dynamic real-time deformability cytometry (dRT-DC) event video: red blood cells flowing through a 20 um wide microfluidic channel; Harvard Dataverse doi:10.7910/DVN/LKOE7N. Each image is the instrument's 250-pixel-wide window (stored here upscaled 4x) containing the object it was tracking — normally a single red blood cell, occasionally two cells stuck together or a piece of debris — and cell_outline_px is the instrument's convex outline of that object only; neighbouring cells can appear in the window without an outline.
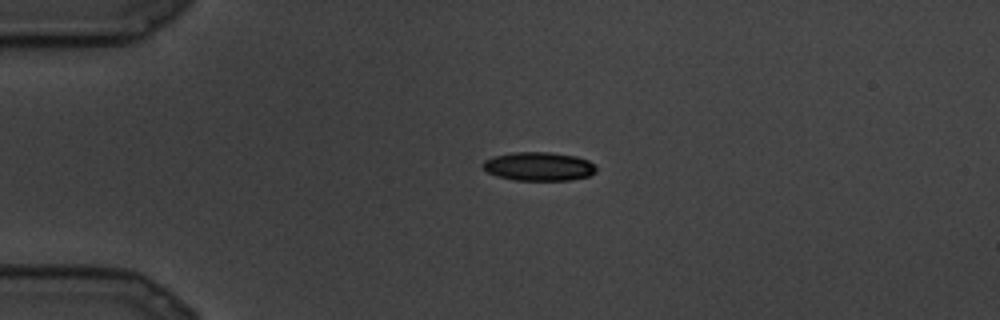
{"species": "common noctule bat (a hibernating species)", "species_latin": "Nyctalus noctula", "temperature_condition": "cold", "stored_images_in_passage": 9, "camera_frame_rate_fps": 3000, "um_per_image_px": 0.085, "animal": {"sex": "male", "body_mass_g": 19.5, "forearm_length_mm": 54.6}, "frame": {"image": 1, "passage_image": 4, "time_ms": 1.0, "image_size_px": [1000, 320], "cell_outline_px": [[596, 172], [588, 176], [568, 180], [512, 180], [496, 176], [488, 172], [480, 164], [484, 160], [492, 156], [512, 152], [552, 152], [576, 156], [588, 160], [596, 168]], "centroid_in_image_um": [45.75, 14.14], "position_along_channel_um": 39.2, "area_um2": 19.07}}
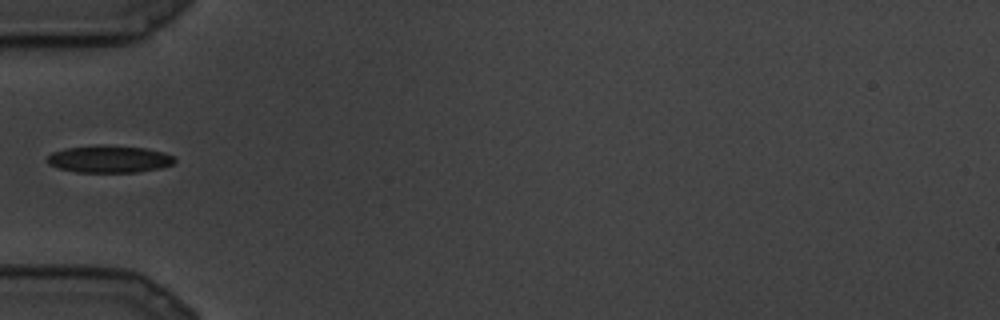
{"frame": {"image": 2, "passage_image": 7, "time_ms": 2.0, "image_size_px": [1000, 320], "cell_outline_px": [[176, 160], [172, 164], [160, 168], [136, 172], [76, 172], [60, 168], [48, 164], [44, 160], [52, 152], [64, 148], [96, 144], [104, 144], [144, 148], [164, 152], [176, 156]], "centroid_in_image_um": [9.26, 13.5], "position_along_channel_um": 75.7, "area_um2": 20.52}}
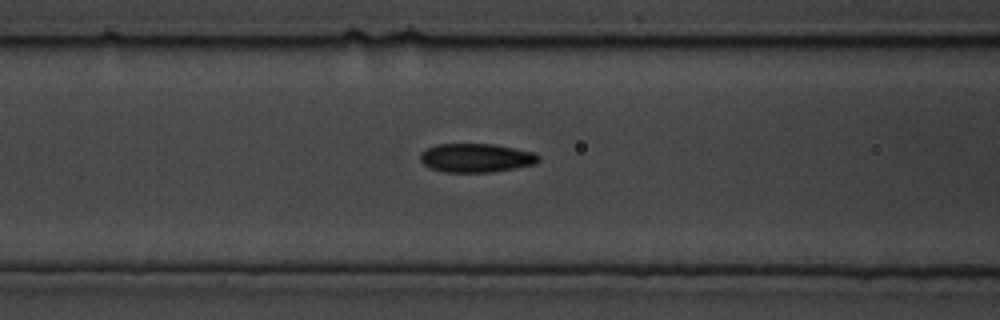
{"frame": {"image": 3, "passage_image": 9, "time_ms": 2.667, "image_size_px": [1000, 320], "cell_outline_px": [[540, 160], [536, 164], [516, 168], [492, 172], [444, 172], [432, 168], [424, 164], [420, 160], [420, 152], [424, 148], [436, 144], [492, 144], [536, 152], [540, 156]], "centroid_in_image_um": [40.48, 13.41], "position_along_channel_um": 126.1, "area_um2": 20.06}}